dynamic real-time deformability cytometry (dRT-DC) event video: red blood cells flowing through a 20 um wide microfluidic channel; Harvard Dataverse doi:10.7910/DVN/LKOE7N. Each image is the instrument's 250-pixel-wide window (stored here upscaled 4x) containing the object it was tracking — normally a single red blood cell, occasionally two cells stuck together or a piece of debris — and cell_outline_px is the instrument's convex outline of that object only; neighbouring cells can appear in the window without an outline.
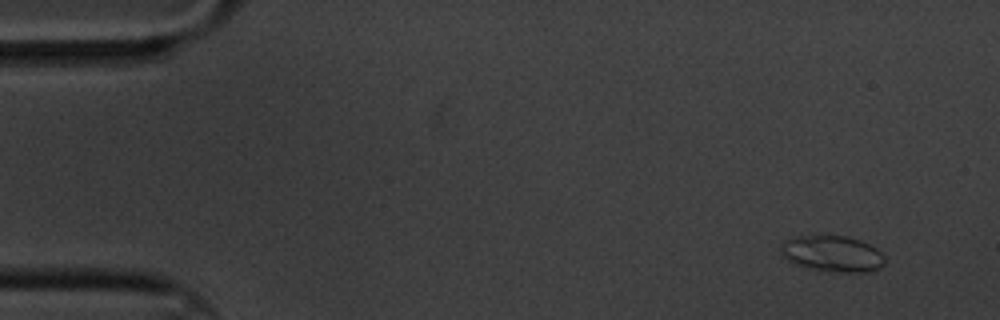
{"species": "common noctule bat (a hibernating species)", "species_latin": "Nyctalus noctula", "temperature_condition": "cold", "stored_images_in_passage": 4, "camera_frame_rate_fps": 3000, "um_per_image_px": 0.085, "animal": {"sex": "male", "body_mass_g": 20.1, "forearm_length_mm": 53.5}, "frame": {"image": 1, "passage_image": 1, "time_ms": 0.0, "image_size_px": [1000, 320], "cell_outline_px": [[884, 264], [880, 268], [868, 272], [828, 272], [792, 264], [780, 252], [780, 244], [784, 240], [800, 236], [848, 236], [860, 240], [876, 248], [884, 256]], "centroid_in_image_um": [70.74, 21.58], "position_along_channel_um": 14.3, "area_um2": 22.02}}
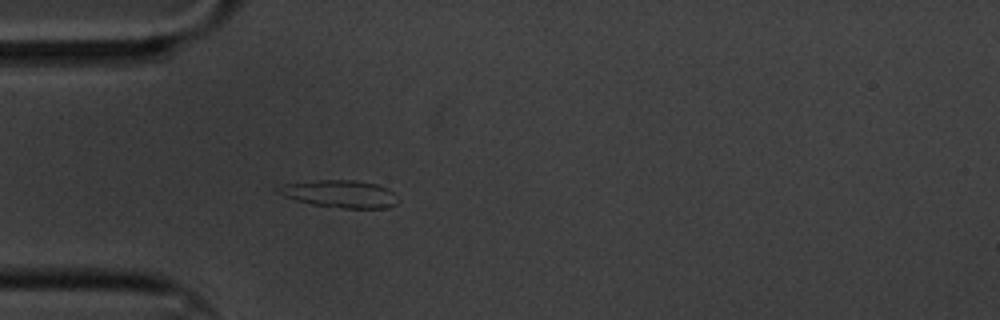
{"frame": {"image": 2, "passage_image": 4, "time_ms": 1.0, "image_size_px": [1000, 320], "cell_outline_px": [[400, 200], [396, 204], [388, 208], [344, 208], [312, 204], [296, 200], [284, 196], [276, 192], [276, 188], [284, 184], [320, 180], [352, 180], [376, 184], [388, 188]], "centroid_in_image_um": [28.92, 16.48], "position_along_channel_um": 56.1, "area_um2": 19.02}}